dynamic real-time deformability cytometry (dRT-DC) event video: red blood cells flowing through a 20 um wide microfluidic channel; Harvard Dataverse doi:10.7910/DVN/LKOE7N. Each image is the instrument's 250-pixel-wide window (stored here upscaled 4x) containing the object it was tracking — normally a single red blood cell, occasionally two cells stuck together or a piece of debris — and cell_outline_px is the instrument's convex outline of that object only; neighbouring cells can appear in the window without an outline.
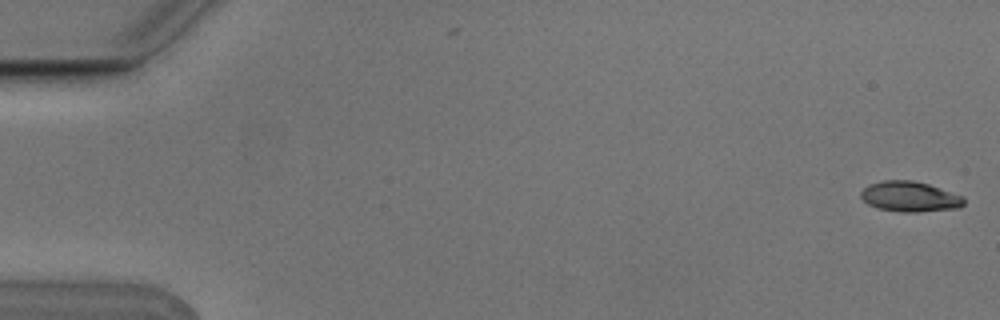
{"species": "Egyptian fruit bat (a non-hibernating species)", "species_latin": "Rousettus aegyptiacus", "temperature_condition": "cold", "stored_images_in_passage": 11, "camera_frame_rate_fps": 3000, "um_per_image_px": 0.085, "animal": {"sex": "male"}, "frame": {"image": 1, "passage_image": 1, "time_ms": 0.0, "image_size_px": [1000, 320], "cell_outline_px": [[964, 204], [960, 208], [916, 212], [900, 212], [876, 208], [868, 204], [860, 196], [860, 192], [868, 184], [884, 180], [912, 180], [928, 184], [964, 196]], "centroid_in_image_um": [77.33, 16.71], "position_along_channel_um": 7.7, "area_um2": 18.32}}
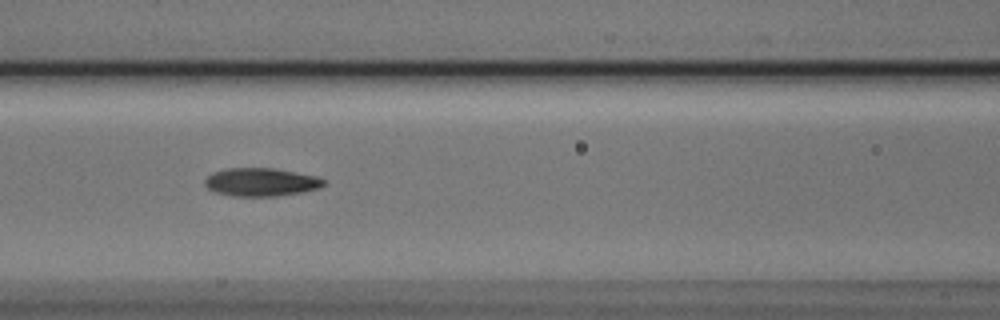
{"frame": {"image": 2, "passage_image": 7, "time_ms": 2.0, "image_size_px": [1000, 320], "cell_outline_px": [[324, 184], [320, 188], [300, 192], [276, 196], [232, 196], [216, 192], [208, 188], [204, 184], [204, 180], [212, 172], [224, 168], [272, 168], [316, 176], [324, 180]], "centroid_in_image_um": [22.14, 15.47], "position_along_channel_um": 144.5, "area_um2": 19.42}}
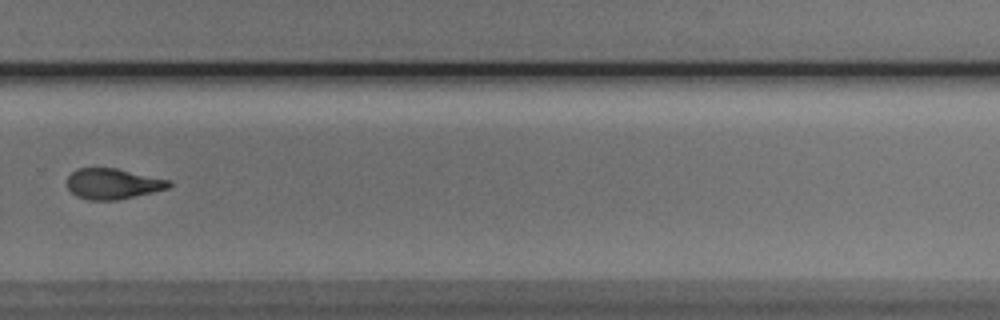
{"frame": {"image": 3, "passage_image": 11, "time_ms": 3.333, "image_size_px": [1000, 320], "cell_outline_px": [[172, 184], [168, 188], [152, 192], [116, 200], [88, 200], [76, 196], [68, 188], [68, 176], [76, 168], [116, 168], [172, 180]], "centroid_in_image_um": [9.6, 15.61], "position_along_channel_um": 320.2, "area_um2": 18.15}}